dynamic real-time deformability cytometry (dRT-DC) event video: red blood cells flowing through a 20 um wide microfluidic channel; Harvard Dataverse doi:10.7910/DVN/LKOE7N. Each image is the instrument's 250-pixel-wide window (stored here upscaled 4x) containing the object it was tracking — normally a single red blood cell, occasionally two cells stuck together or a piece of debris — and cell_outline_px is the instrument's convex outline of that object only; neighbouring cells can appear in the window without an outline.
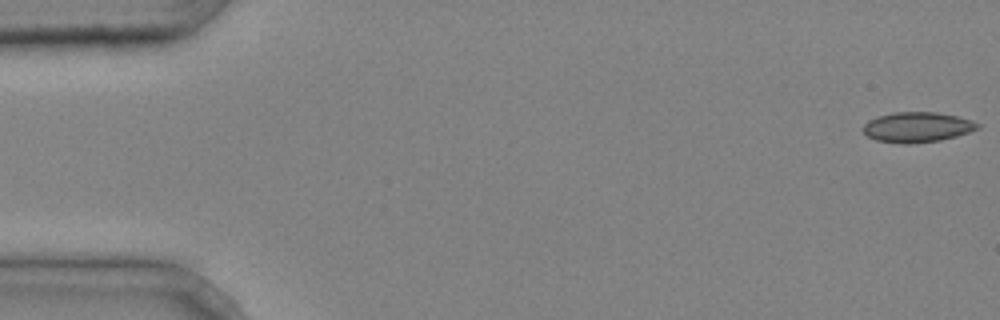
{"species": "common noctule bat (a hibernating species)", "species_latin": "Nyctalus noctula", "temperature_condition": "cold", "stored_images_in_passage": 5, "segment_of_instrument_passage": [2, 2], "camera_frame_rate_fps": 3000, "um_per_image_px": 0.085, "animal": {"sex": "male", "body_mass_g": 20.4}, "frame": {"image": 1, "passage_image": 5, "time_ms": 1.333, "image_size_px": [1000, 320], "cell_outline_px": [[980, 128], [956, 136], [940, 140], [908, 144], [904, 144], [876, 140], [868, 136], [864, 132], [864, 124], [868, 120], [876, 116], [896, 112], [936, 112], [956, 116], [972, 120], [980, 124]], "centroid_in_image_um": [77.96, 10.8], "position_along_channel_um": 7.0, "area_um2": 20.06}}